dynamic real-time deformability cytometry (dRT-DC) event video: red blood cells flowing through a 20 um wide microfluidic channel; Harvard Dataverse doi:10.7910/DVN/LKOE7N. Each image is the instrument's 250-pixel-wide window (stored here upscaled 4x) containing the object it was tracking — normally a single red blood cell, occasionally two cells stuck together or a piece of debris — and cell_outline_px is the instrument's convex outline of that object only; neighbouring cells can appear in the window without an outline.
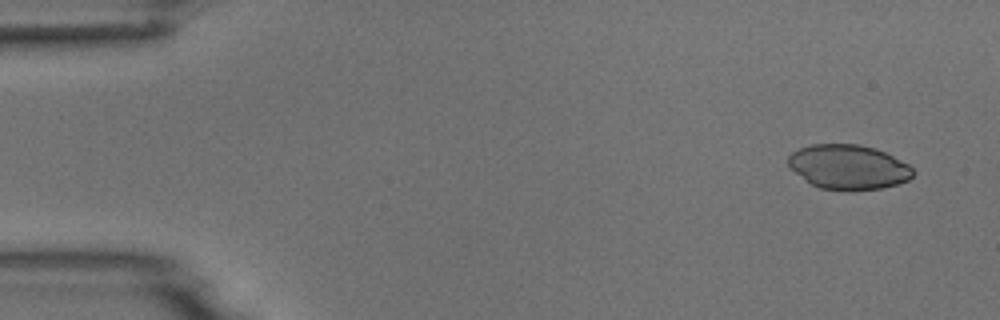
{"species": "common noctule bat (a hibernating species)", "species_latin": "Nyctalus noctula", "temperature_condition": "room temperature", "stored_images_in_passage": 5, "camera_frame_rate_fps": 3000, "um_per_image_px": 0.085, "animal": {"sex": "male", "body_mass_g": 18.8}, "frame": {"image": 1, "passage_image": 1, "time_ms": 0.0, "image_size_px": [1000, 320], "cell_outline_px": [[916, 172], [908, 180], [896, 184], [880, 188], [852, 192], [848, 192], [820, 188], [812, 184], [796, 172], [788, 164], [788, 156], [792, 152], [800, 148], [812, 144], [856, 144], [872, 148], [884, 152], [908, 164]], "centroid_in_image_um": [72.12, 14.21], "position_along_channel_um": 12.9, "area_um2": 32.37}}